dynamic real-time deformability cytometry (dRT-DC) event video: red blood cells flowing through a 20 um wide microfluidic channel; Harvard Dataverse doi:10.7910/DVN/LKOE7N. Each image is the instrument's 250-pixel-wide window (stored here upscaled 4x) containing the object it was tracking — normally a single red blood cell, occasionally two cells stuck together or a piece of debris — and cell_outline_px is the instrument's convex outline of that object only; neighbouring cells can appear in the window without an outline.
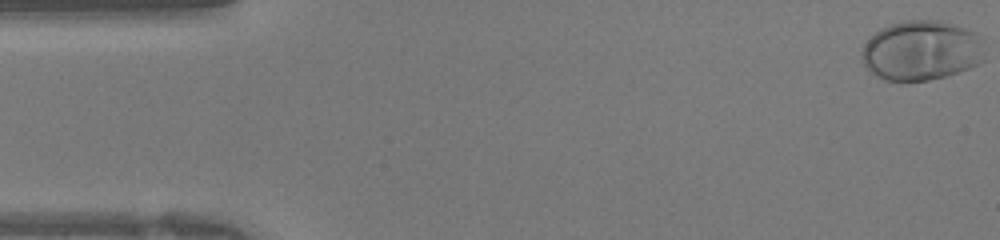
{"species": "human", "species_latin": "Homo sapiens", "temperature_condition": "warm", "stored_images_in_passage": 42, "camera_frame_rate_fps": 3000, "um_per_image_px": 0.085, "donor": {"sex": "female"}, "frame": {"image": 1, "passage_image": 1, "time_ms": 0.0, "image_size_px": [1000, 240], "cell_outline_px": [[984, 60], [968, 68], [944, 76], [928, 80], [884, 80], [876, 76], [864, 64], [864, 44], [880, 28], [904, 20], [936, 20], [964, 28], [976, 32], [984, 36]], "centroid_in_image_um": [78.38, 4.28], "position_along_channel_um": 6.6, "area_um2": 42.54}}
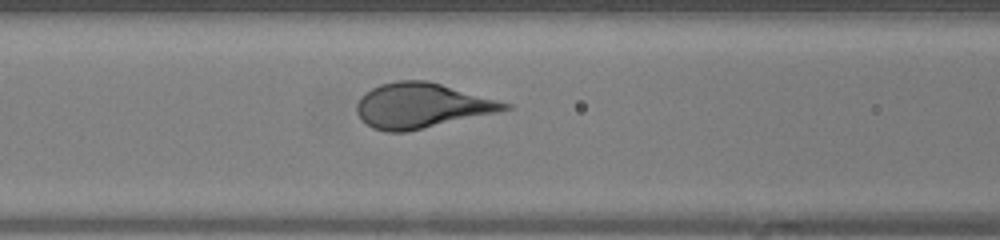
{"frame": {"image": 2, "passage_image": 17, "time_ms": 5.333, "image_size_px": [1000, 240], "cell_outline_px": [[512, 108], [496, 112], [404, 132], [384, 132], [372, 128], [356, 112], [356, 104], [360, 96], [364, 92], [380, 84], [396, 80], [424, 80], [440, 84], [512, 104]], "centroid_in_image_um": [35.77, 8.97], "position_along_channel_um": 130.8, "area_um2": 38.21}}
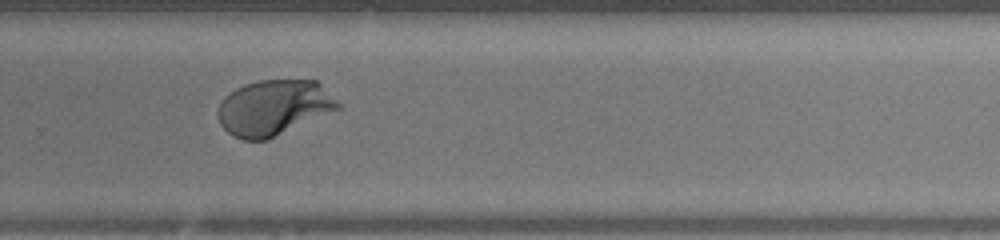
{"frame": {"image": 3, "passage_image": 28, "time_ms": 9.0, "image_size_px": [1000, 240], "cell_outline_px": [[340, 108], [268, 140], [244, 140], [232, 136], [220, 124], [216, 116], [216, 112], [224, 96], [236, 88], [244, 84], [260, 80], [316, 80], [340, 104]], "centroid_in_image_um": [23.22, 9.16], "position_along_channel_um": 306.6, "area_um2": 38.73}}